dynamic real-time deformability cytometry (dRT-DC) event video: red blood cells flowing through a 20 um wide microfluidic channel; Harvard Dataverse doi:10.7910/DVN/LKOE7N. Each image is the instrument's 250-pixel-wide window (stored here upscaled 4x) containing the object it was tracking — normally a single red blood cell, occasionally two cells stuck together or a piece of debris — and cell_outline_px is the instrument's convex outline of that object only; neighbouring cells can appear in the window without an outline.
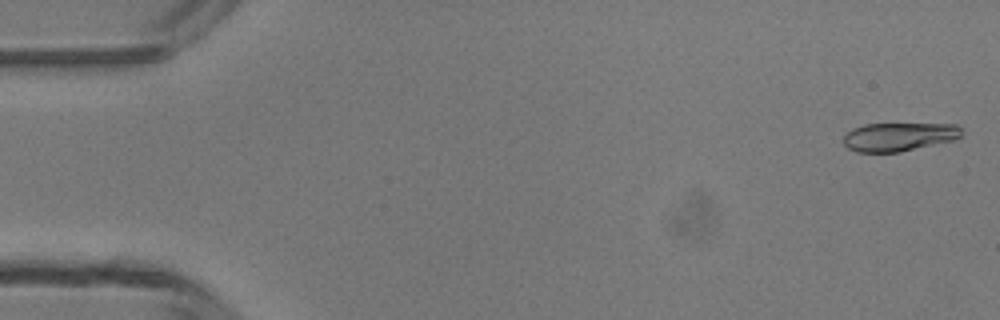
{"species": "common noctule bat (a hibernating species)", "species_latin": "Nyctalus noctula", "temperature_condition": "room temperature", "stored_images_in_passage": 47, "camera_frame_rate_fps": 3000, "um_per_image_px": 0.085, "animal": {"sex": "male", "body_mass_g": 13.3}, "frame": {"image": 1, "passage_image": 1, "time_ms": 0.0, "image_size_px": [1000, 320], "cell_outline_px": [[960, 136], [956, 140], [900, 152], [856, 152], [848, 148], [844, 144], [844, 136], [852, 128], [864, 124], [956, 124], [960, 128]], "centroid_in_image_um": [76.4, 11.63], "position_along_channel_um": 8.6, "area_um2": 19.65}}
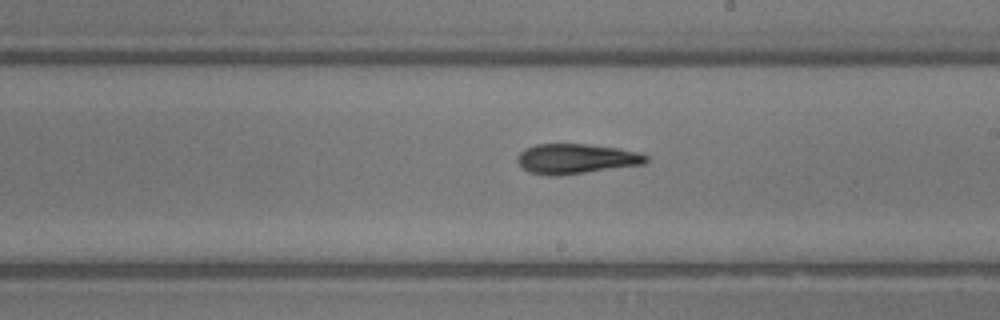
{"frame": {"image": 2, "passage_image": 27, "time_ms": 8.667, "image_size_px": [1000, 320], "cell_outline_px": [[648, 160], [644, 164], [556, 176], [548, 176], [528, 172], [516, 160], [516, 156], [524, 148], [536, 144], [588, 144], [616, 148], [636, 152], [648, 156]], "centroid_in_image_um": [48.91, 13.49], "position_along_channel_um": 240.1, "area_um2": 22.37}}
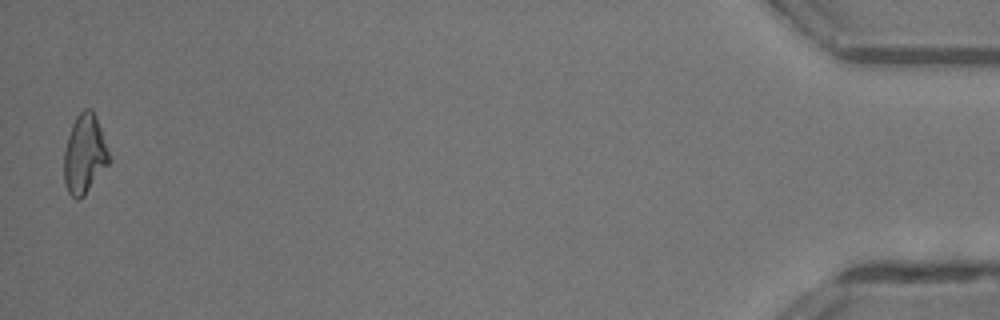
{"frame": {"image": 3, "passage_image": 47, "time_ms": 15.333, "image_size_px": [1000, 320], "cell_outline_px": [[112, 160], [84, 196], [80, 200], [76, 200], [68, 192], [64, 180], [64, 152], [68, 136], [72, 124], [76, 116], [84, 108], [92, 108], [96, 116], [112, 156]], "centroid_in_image_um": [7.22, 13.1], "position_along_channel_um": 428.0, "area_um2": 21.15}, "authors_computed_cell_mechanics": {"area_um2": 21.4438, "velocity_mm_per_s": 4.2881, "shape_relaxation_time_tau1_ms": 4.0955, "shape_relaxation_time_tau2_ms": 2.9793, "deformation_change_tau1": 0.158, "deformation_change_tau2": 0.1202}}